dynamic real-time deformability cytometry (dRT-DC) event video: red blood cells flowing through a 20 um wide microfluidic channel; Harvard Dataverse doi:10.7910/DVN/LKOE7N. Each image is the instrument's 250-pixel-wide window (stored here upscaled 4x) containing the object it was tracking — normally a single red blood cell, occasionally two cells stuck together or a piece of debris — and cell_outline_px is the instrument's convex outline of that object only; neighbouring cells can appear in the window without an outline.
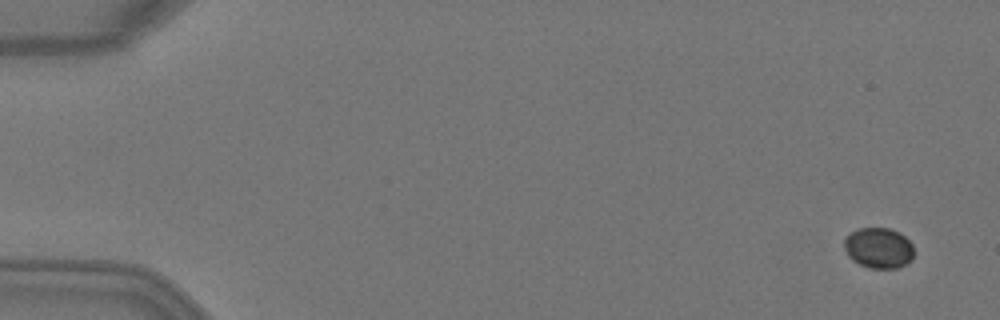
{"species": "Egyptian fruit bat (a non-hibernating species)", "species_latin": "Rousettus aegyptiacus", "temperature_condition": "warm", "stored_images_in_passage": 5, "camera_frame_rate_fps": 3000, "um_per_image_px": 0.085, "animal": {"sex": "female"}, "frame": {"image": 1, "passage_image": 1, "time_ms": 0.0, "image_size_px": [1000, 320], "cell_outline_px": [[912, 260], [896, 268], [868, 268], [852, 260], [848, 256], [844, 248], [844, 236], [860, 228], [888, 228], [900, 232], [912, 244]], "centroid_in_image_um": [74.65, 21.07], "position_along_channel_um": 10.3, "area_um2": 16.47}}